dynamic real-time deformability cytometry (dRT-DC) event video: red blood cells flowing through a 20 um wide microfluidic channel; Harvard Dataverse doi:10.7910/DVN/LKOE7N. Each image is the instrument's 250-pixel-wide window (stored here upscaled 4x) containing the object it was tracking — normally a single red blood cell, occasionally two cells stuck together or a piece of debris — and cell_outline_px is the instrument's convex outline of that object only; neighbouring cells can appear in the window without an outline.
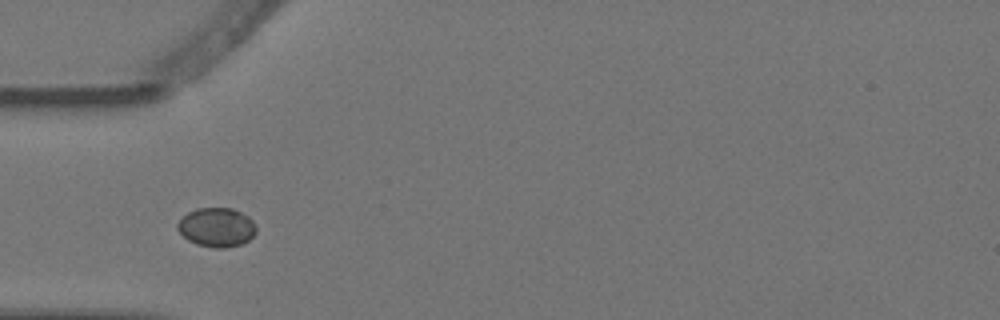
{"species": "Egyptian fruit bat (a non-hibernating species)", "species_latin": "Rousettus aegyptiacus", "temperature_condition": "warm", "stored_images_in_passage": 3, "camera_frame_rate_fps": 3000, "um_per_image_px": 0.085, "animal": {"sex": "female"}, "frame": {"image": 1, "passage_image": 2, "time_ms": 0.333, "image_size_px": [1000, 320], "cell_outline_px": [[256, 232], [248, 240], [240, 244], [224, 248], [216, 248], [196, 244], [188, 240], [176, 228], [176, 224], [188, 212], [196, 208], [232, 208], [248, 216], [256, 224]], "centroid_in_image_um": [18.41, 19.31], "position_along_channel_um": 66.6, "area_um2": 17.86}}